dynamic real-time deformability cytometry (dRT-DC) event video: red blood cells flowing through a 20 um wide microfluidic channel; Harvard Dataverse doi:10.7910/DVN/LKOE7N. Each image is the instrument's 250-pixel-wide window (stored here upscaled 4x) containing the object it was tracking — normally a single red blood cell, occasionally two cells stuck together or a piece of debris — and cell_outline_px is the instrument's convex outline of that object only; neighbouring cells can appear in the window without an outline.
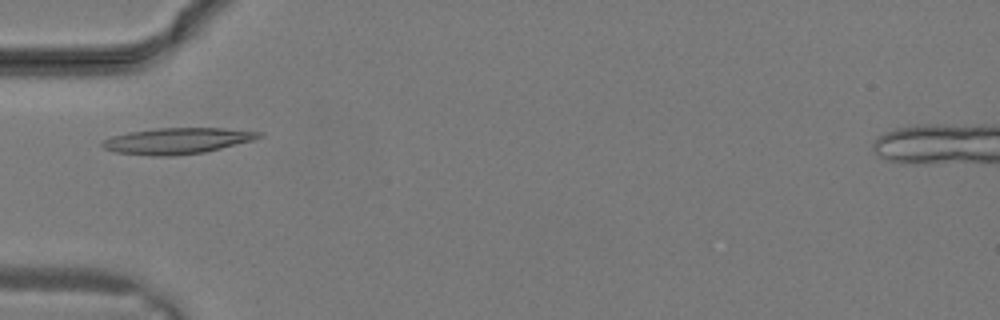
{"species": "common noctule bat (a hibernating species)", "species_latin": "Nyctalus noctula", "temperature_condition": "warm", "stored_images_in_passage": 12, "camera_frame_rate_fps": 3000, "um_per_image_px": 0.085, "animal": {"sex": "male", "body_mass_g": 19.2, "forearm_length_mm": 51.8}, "frame": {"image": 1, "passage_image": 7, "time_ms": 2.0, "image_size_px": [1000, 320], "cell_outline_px": [[264, 136], [252, 140], [204, 152], [172, 156], [152, 156], [116, 152], [104, 148], [100, 144], [104, 140], [112, 136], [128, 132], [160, 128], [224, 128], [264, 132]], "centroid_in_image_um": [15.07, 11.97], "position_along_channel_um": 69.9, "area_um2": 23.64}}
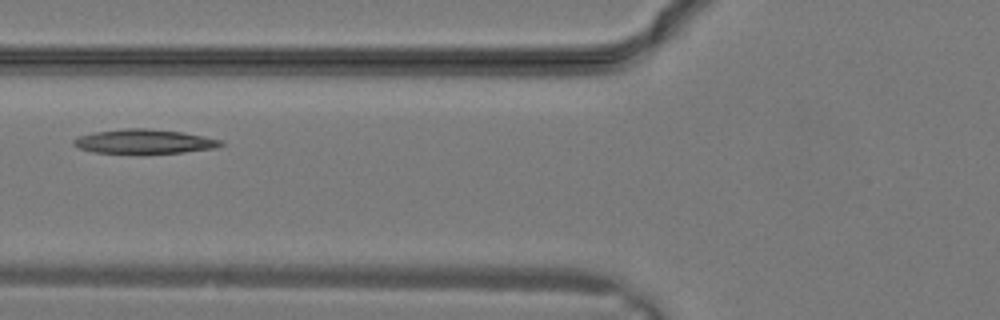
{"frame": {"image": 2, "passage_image": 9, "time_ms": 2.667, "image_size_px": [1000, 320], "cell_outline_px": [[224, 144], [216, 148], [184, 152], [92, 152], [80, 148], [72, 144], [72, 140], [80, 136], [92, 132], [124, 128], [148, 128], [180, 132], [204, 136], [220, 140]], "centroid_in_image_um": [12.24, 12.0], "position_along_channel_um": 113.6, "area_um2": 20.4}}
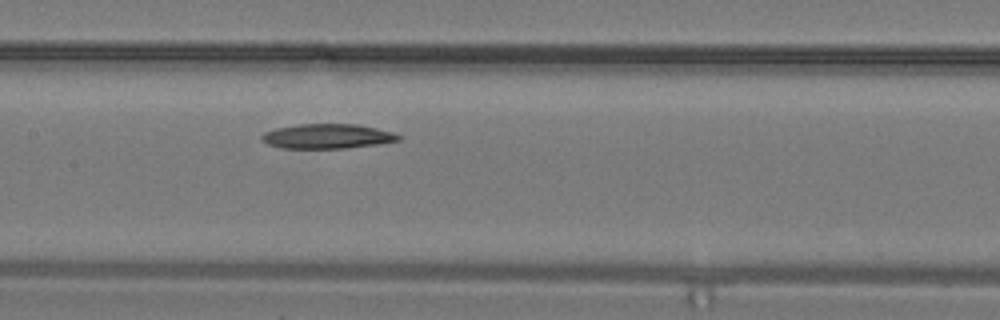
{"frame": {"image": 3, "passage_image": 12, "time_ms": 3.667, "image_size_px": [1000, 320], "cell_outline_px": [[400, 140], [380, 144], [348, 148], [280, 148], [268, 144], [260, 140], [260, 136], [264, 132], [276, 128], [296, 124], [356, 124], [376, 128], [392, 132], [400, 136]], "centroid_in_image_um": [27.79, 11.58], "position_along_channel_um": 179.6, "area_um2": 19.77}}